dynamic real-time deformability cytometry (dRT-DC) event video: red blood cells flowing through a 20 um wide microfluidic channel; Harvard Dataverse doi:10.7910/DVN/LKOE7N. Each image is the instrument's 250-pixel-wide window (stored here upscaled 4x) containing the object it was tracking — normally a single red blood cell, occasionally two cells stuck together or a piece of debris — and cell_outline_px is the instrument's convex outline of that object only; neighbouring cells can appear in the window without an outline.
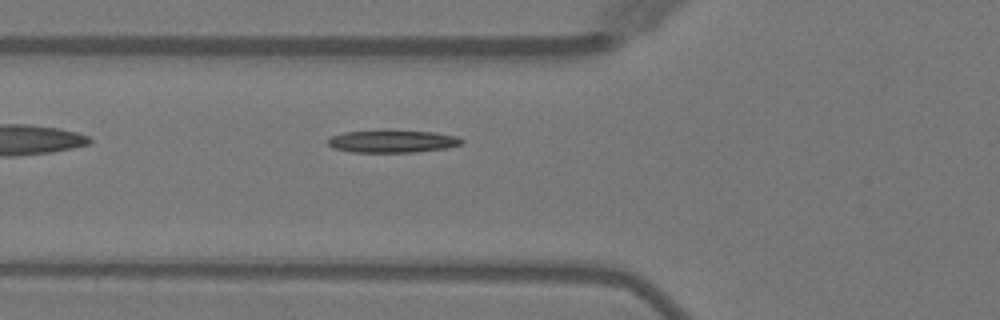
{"species": "Egyptian fruit bat (a non-hibernating species)", "species_latin": "Rousettus aegyptiacus", "temperature_condition": "warm", "stored_images_in_passage": 6, "camera_frame_rate_fps": 3000, "um_per_image_px": 0.085, "animal": {"sex": "female"}, "frame": {"image": 1, "passage_image": 6, "time_ms": 5.667, "image_size_px": [1000, 320], "cell_outline_px": [[464, 140], [460, 144], [444, 148], [412, 152], [352, 152], [332, 148], [328, 144], [328, 140], [332, 136], [344, 132], [432, 132], [456, 136]], "centroid_in_image_um": [33.32, 12.04], "position_along_channel_um": 92.5, "area_um2": 16.7}}